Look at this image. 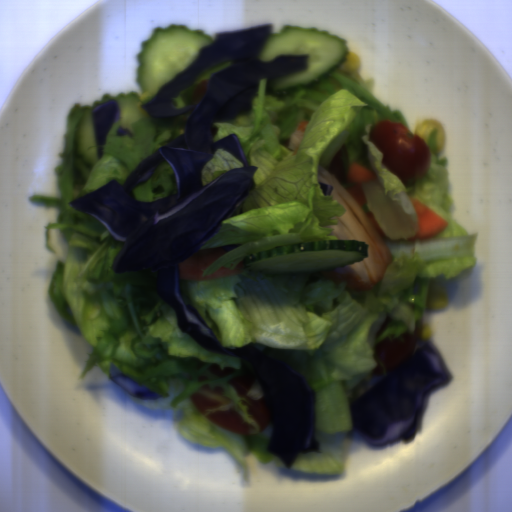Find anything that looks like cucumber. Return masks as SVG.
Masks as SVG:
<instances>
[{"label": "cucumber", "instance_id": "obj_2", "mask_svg": "<svg viewBox=\"0 0 512 512\" xmlns=\"http://www.w3.org/2000/svg\"><path fill=\"white\" fill-rule=\"evenodd\" d=\"M213 41L201 29L190 30L181 24L157 26L148 40L140 42L137 84L143 93L156 96L161 88L191 66L201 48Z\"/></svg>", "mask_w": 512, "mask_h": 512}, {"label": "cucumber", "instance_id": "obj_3", "mask_svg": "<svg viewBox=\"0 0 512 512\" xmlns=\"http://www.w3.org/2000/svg\"><path fill=\"white\" fill-rule=\"evenodd\" d=\"M369 245L357 240H321L284 245L244 257L250 271L269 274H313L361 263Z\"/></svg>", "mask_w": 512, "mask_h": 512}, {"label": "cucumber", "instance_id": "obj_1", "mask_svg": "<svg viewBox=\"0 0 512 512\" xmlns=\"http://www.w3.org/2000/svg\"><path fill=\"white\" fill-rule=\"evenodd\" d=\"M269 62L279 56H307L306 69L269 79L274 95L294 92L319 83L325 76L346 63V40L318 27L284 25L277 34H269L256 54Z\"/></svg>", "mask_w": 512, "mask_h": 512}, {"label": "cucumber", "instance_id": "obj_4", "mask_svg": "<svg viewBox=\"0 0 512 512\" xmlns=\"http://www.w3.org/2000/svg\"><path fill=\"white\" fill-rule=\"evenodd\" d=\"M139 94L130 92L129 94L119 93L111 96L109 93L101 96V100H94L92 107L86 109L77 122L73 142L74 147L72 153L74 157L87 167H93L99 160L96 151L95 128L93 112L100 105L105 104L108 100H115L118 105V115L122 119L121 127L133 130L132 125L141 117L138 106Z\"/></svg>", "mask_w": 512, "mask_h": 512}]
</instances>
